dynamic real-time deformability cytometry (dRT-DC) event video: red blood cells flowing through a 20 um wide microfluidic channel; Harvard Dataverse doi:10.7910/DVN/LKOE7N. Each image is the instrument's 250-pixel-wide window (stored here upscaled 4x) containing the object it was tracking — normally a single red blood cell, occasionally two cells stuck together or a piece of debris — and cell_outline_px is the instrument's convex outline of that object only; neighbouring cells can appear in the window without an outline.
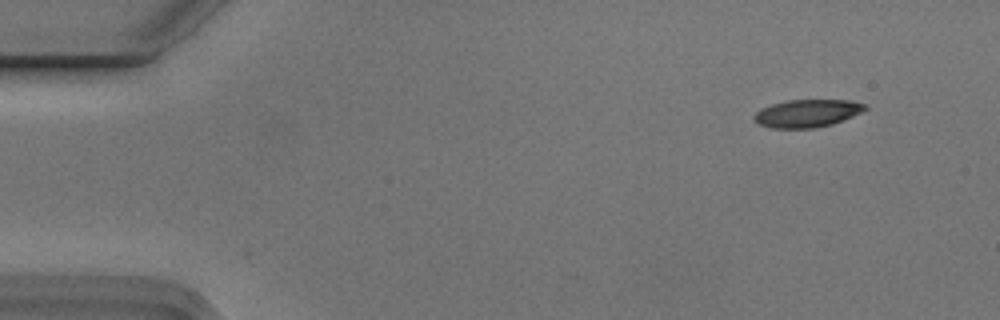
{"species": "Egyptian fruit bat (a non-hibernating species)", "species_latin": "Rousettus aegyptiacus", "temperature_condition": "cold", "stored_images_in_passage": 5, "camera_frame_rate_fps": 3000, "um_per_image_px": 0.085, "animal": {"sex": "male"}, "frame": {"image": 1, "passage_image": 2, "time_ms": 0.333, "image_size_px": [1000, 320], "cell_outline_px": [[868, 108], [852, 116], [832, 124], [812, 128], [772, 128], [760, 124], [752, 120], [752, 116], [760, 108], [772, 104], [788, 100], [852, 100], [864, 104]], "centroid_in_image_um": [68.56, 9.63], "position_along_channel_um": 16.4, "area_um2": 17.86}}
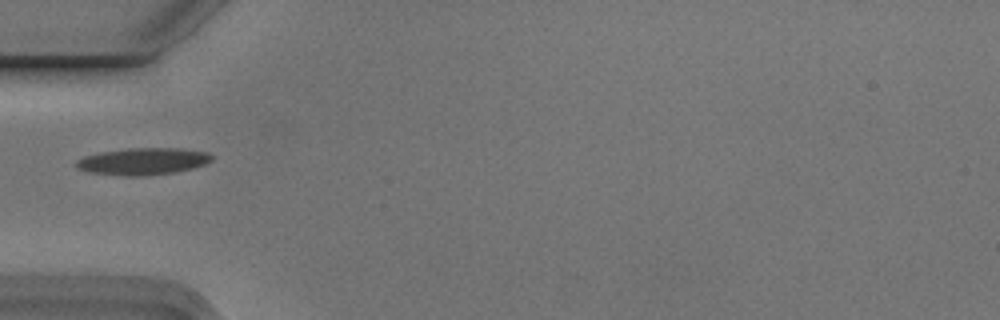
{"frame": {"image": 2, "passage_image": 5, "time_ms": 1.333, "image_size_px": [1000, 320], "cell_outline_px": [[212, 160], [204, 164], [192, 168], [176, 172], [144, 176], [124, 176], [92, 172], [76, 168], [76, 160], [84, 156], [100, 152], [128, 148], [180, 148], [208, 152], [212, 156]], "centroid_in_image_um": [12.15, 13.71], "position_along_channel_um": 72.8, "area_um2": 21.27}}